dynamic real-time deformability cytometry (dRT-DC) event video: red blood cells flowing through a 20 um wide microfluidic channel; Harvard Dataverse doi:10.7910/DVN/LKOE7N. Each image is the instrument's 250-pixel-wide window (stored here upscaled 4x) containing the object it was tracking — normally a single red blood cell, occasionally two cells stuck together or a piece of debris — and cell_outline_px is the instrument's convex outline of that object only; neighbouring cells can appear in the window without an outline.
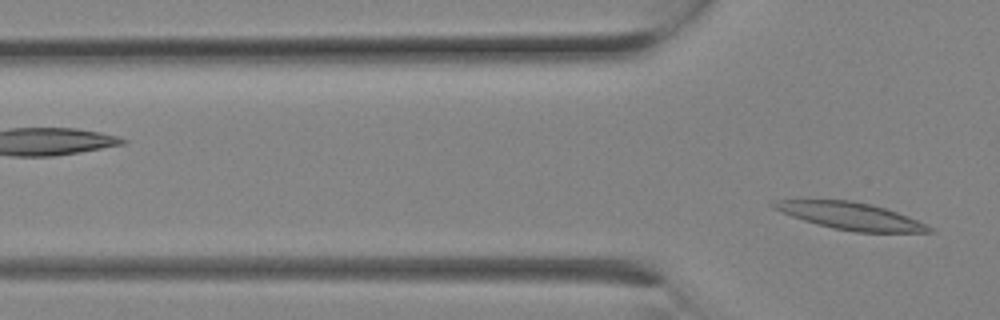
{"species": "Egyptian fruit bat (a non-hibernating species)", "species_latin": "Rousettus aegyptiacus", "temperature_condition": "room temperature", "stored_images_in_passage": 4, "camera_frame_rate_fps": 3000, "um_per_image_px": 0.085, "animal": {"sex": "female"}, "frame": {"image": 1, "passage_image": 4, "time_ms": 1.0, "image_size_px": [1000, 320], "cell_outline_px": [[936, 232], [856, 232], [832, 228], [816, 224], [792, 216], [772, 208], [768, 204], [776, 200], [852, 200], [872, 204], [896, 212], [916, 220], [932, 228]], "centroid_in_image_um": [72.25, 18.35], "position_along_channel_um": 53.5, "area_um2": 24.33}}